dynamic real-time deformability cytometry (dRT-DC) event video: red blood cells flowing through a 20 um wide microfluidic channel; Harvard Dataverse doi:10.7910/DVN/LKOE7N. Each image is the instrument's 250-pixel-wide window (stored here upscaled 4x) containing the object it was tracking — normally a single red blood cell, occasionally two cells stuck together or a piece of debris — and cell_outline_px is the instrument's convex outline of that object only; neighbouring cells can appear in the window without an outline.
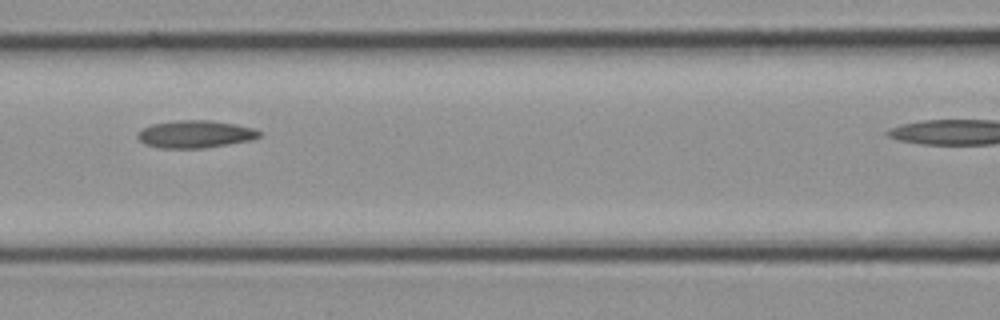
{"species": "common noctule bat (a hibernating species)", "species_latin": "Nyctalus noctula", "temperature_condition": "cold", "stored_images_in_passage": 14, "camera_frame_rate_fps": 3000, "um_per_image_px": 0.085, "animal": {"sex": "female", "body_mass_g": 21.9}, "frame": {"image": 1, "passage_image": 10, "time_ms": 3.0, "image_size_px": [1000, 320], "cell_outline_px": [[260, 136], [252, 140], [204, 148], [160, 148], [144, 144], [136, 136], [144, 128], [152, 124], [176, 120], [208, 120], [236, 124], [252, 128], [260, 132]], "centroid_in_image_um": [16.59, 11.4], "position_along_channel_um": 150.0, "area_um2": 19.36}}
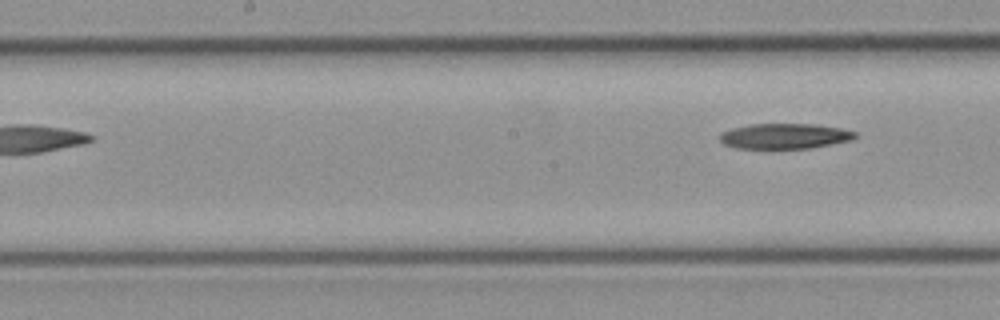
{"frame": {"image": 2, "passage_image": 14, "time_ms": 4.333, "image_size_px": [1000, 320], "cell_outline_px": [[860, 136], [852, 140], [812, 148], [736, 148], [724, 144], [720, 140], [720, 132], [732, 128], [752, 124], [812, 124], [840, 128], [856, 132]], "centroid_in_image_um": [66.72, 11.57], "position_along_channel_um": 181.5, "area_um2": 20.0}}